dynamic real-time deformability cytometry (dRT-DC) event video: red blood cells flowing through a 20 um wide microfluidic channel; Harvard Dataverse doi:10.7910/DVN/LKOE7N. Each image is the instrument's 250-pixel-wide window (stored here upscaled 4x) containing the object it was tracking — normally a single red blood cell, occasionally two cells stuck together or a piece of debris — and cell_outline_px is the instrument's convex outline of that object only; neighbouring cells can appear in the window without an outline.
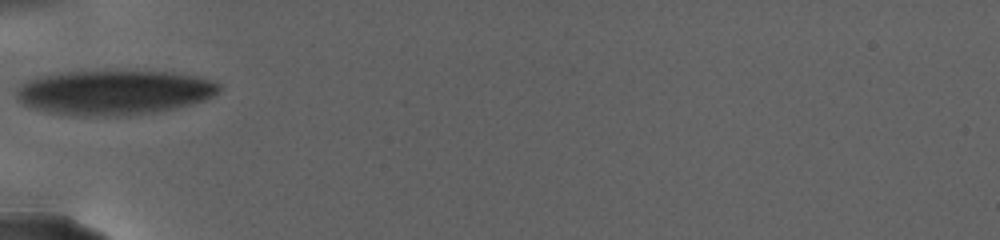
{"species": "human", "species_latin": "Homo sapiens", "temperature_condition": "warm", "stored_images_in_passage": 39, "camera_frame_rate_fps": 3000, "um_per_image_px": 0.085, "donor": {"sex": "female"}, "frame": {"image": 1, "passage_image": 1, "time_ms": 0.0, "image_size_px": [1000, 240], "cell_outline_px": [[220, 88], [212, 96], [204, 100], [192, 104], [152, 112], [128, 116], [76, 116], [48, 112], [24, 104], [16, 96], [16, 88], [20, 84], [36, 76], [68, 72], [116, 68], [120, 68], [172, 72], [196, 76], [220, 84]], "centroid_in_image_um": [9.67, 7.81], "position_along_channel_um": 75.3, "area_um2": 53.87}}
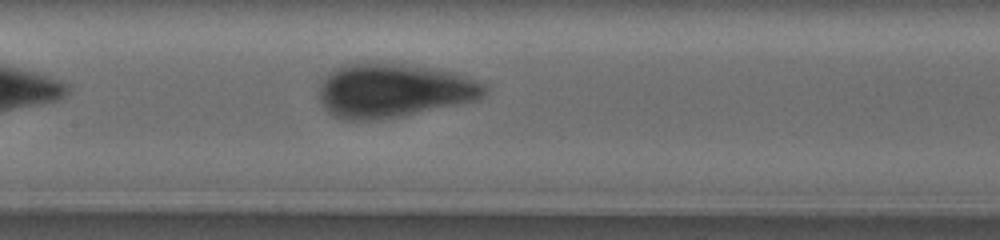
{"frame": {"image": 2, "passage_image": 15, "time_ms": 4.0, "image_size_px": [1000, 240], "cell_outline_px": [[488, 92], [476, 100], [400, 116], [380, 120], [344, 120], [332, 116], [320, 104], [320, 88], [324, 76], [328, 72], [344, 64], [364, 60], [432, 68], [456, 72], [476, 80], [484, 84], [488, 88]], "centroid_in_image_um": [33.4, 7.67], "position_along_channel_um": 174.0, "area_um2": 52.54}}
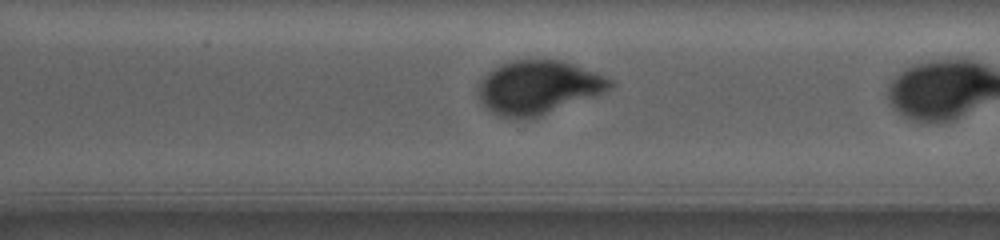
{"frame": {"image": 3, "passage_image": 37, "time_ms": 8.667, "image_size_px": [1000, 240], "cell_outline_px": [[612, 88], [604, 92], [540, 116], [520, 120], [512, 120], [500, 116], [492, 112], [480, 100], [480, 84], [484, 76], [488, 72], [500, 64], [512, 60], [560, 60], [572, 64], [612, 80]], "centroid_in_image_um": [45.72, 7.44], "position_along_channel_um": 324.9, "area_um2": 40.58}}